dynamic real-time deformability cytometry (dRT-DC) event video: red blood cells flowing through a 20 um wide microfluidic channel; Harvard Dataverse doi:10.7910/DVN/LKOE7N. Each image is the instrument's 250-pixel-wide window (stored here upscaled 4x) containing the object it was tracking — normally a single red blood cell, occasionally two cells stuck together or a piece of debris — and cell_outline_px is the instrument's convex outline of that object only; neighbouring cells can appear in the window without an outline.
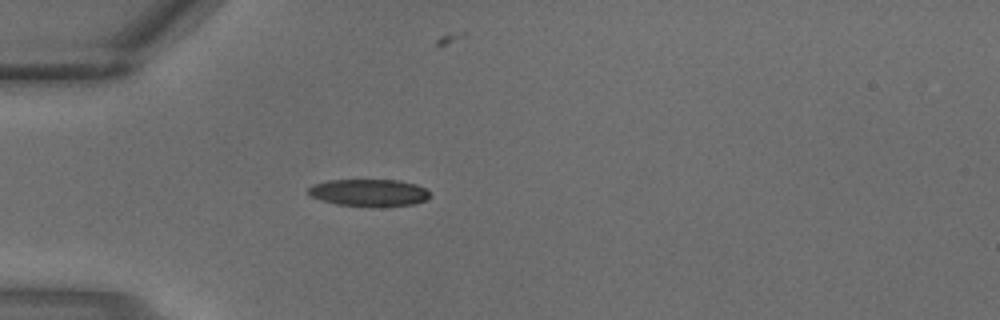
{"species": "common noctule bat (a hibernating species)", "species_latin": "Nyctalus noctula", "temperature_condition": "warm", "stored_images_in_passage": 2, "camera_frame_rate_fps": 3000, "um_per_image_px": 0.085, "animal": {"sex": "male", "body_mass_g": 18.8}, "frame": {"image": 1, "passage_image": 2, "time_ms": 0.333, "image_size_px": [1000, 320], "cell_outline_px": [[428, 200], [412, 204], [380, 208], [336, 204], [320, 200], [312, 196], [308, 192], [308, 188], [312, 184], [328, 180], [400, 180], [416, 184], [424, 188], [428, 192]], "centroid_in_image_um": [31.36, 16.39], "position_along_channel_um": 53.6, "area_um2": 19.54}}